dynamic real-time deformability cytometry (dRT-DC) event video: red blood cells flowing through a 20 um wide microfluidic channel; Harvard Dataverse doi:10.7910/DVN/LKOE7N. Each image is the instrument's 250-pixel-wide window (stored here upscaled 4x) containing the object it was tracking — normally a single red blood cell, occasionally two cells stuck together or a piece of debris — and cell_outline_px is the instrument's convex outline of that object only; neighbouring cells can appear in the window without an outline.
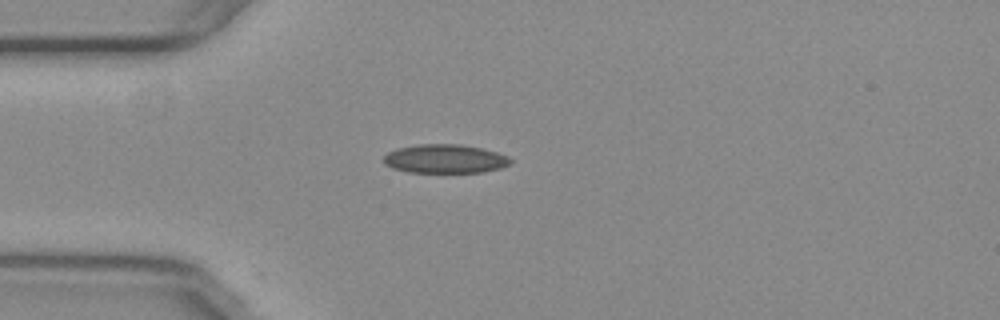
{"species": "common noctule bat (a hibernating species)", "species_latin": "Nyctalus noctula", "temperature_condition": "warm", "stored_images_in_passage": 41, "camera_frame_rate_fps": 3000, "um_per_image_px": 0.085, "animal": {"sex": "female", "body_mass_g": 29.2, "forearm_length_mm": 56.3}, "frame": {"image": 1, "passage_image": 1, "time_ms": 0.0, "image_size_px": [1000, 320], "cell_outline_px": [[512, 164], [500, 168], [484, 172], [408, 172], [392, 168], [384, 164], [384, 156], [388, 152], [400, 148], [420, 144], [460, 144], [480, 148], [496, 152], [508, 156], [512, 160]], "centroid_in_image_um": [37.85, 13.5], "position_along_channel_um": 47.2, "area_um2": 21.21}}
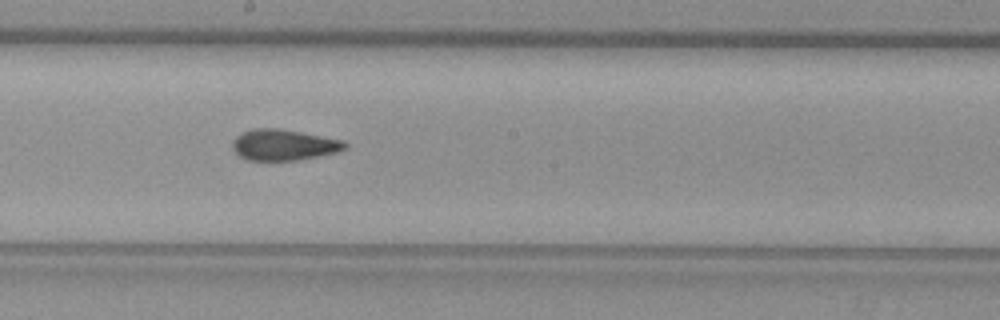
{"frame": {"image": 2, "passage_image": 16, "time_ms": 5.0, "image_size_px": [1000, 320], "cell_outline_px": [[348, 148], [336, 152], [296, 160], [248, 160], [240, 156], [232, 148], [232, 140], [240, 132], [252, 128], [276, 128], [300, 132], [344, 140], [348, 144]], "centroid_in_image_um": [24.09, 12.3], "position_along_channel_um": 224.1, "area_um2": 20.29}}
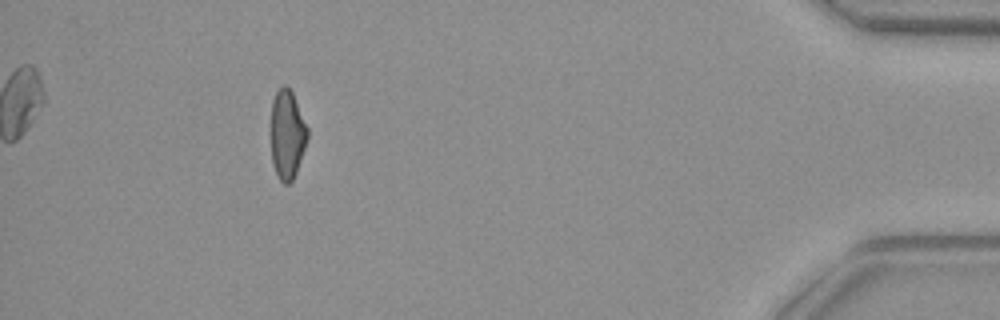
{"frame": {"image": 3, "passage_image": 36, "time_ms": 11.667, "image_size_px": [1000, 320], "cell_outline_px": [[308, 136], [296, 172], [292, 180], [288, 184], [284, 184], [276, 176], [272, 164], [272, 100], [276, 92], [284, 84], [288, 84], [292, 92], [308, 128]], "centroid_in_image_um": [24.41, 11.43], "position_along_channel_um": 410.8, "area_um2": 18.79}, "authors_computed_cell_mechanics": {"area_um2": 20.4034, "velocity_mm_per_s": 3.796, "shape_relaxation_time_tau1_ms": null, "shape_relaxation_time_tau2_ms": 1.6013, "deformation_change_tau1": null, "deformation_change_tau2": 0.0902}}